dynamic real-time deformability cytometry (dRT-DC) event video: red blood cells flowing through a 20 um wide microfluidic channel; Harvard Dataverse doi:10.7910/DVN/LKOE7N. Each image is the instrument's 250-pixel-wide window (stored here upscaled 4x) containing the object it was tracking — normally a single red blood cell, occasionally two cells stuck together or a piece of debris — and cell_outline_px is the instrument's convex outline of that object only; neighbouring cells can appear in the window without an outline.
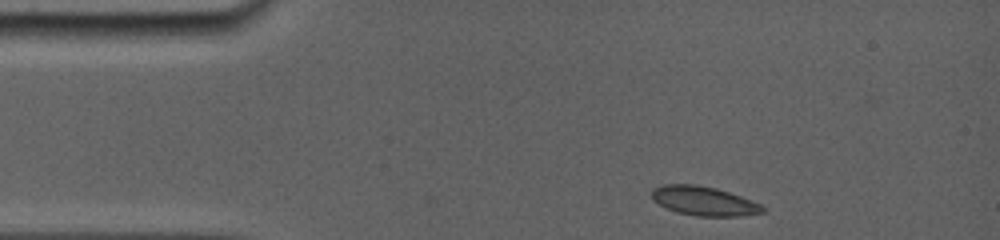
{"species": "common noctule bat (a hibernating species)", "species_latin": "Nyctalus noctula", "temperature_condition": "room temperature", "stored_images_in_passage": 43, "camera_frame_rate_fps": 5000, "um_per_image_px": 0.085, "animal": {"sex": "female", "body_mass_g": 19.0, "forearm_length_mm": 56.7}, "frame": {"image": 1, "passage_image": 1, "time_ms": 0.0, "image_size_px": [1000, 240], "cell_outline_px": [[768, 208], [764, 212], [740, 216], [696, 216], [676, 212], [652, 200], [652, 188], [664, 184], [696, 184], [716, 188], [752, 200]], "centroid_in_image_um": [59.84, 17.08], "position_along_channel_um": 25.2, "area_um2": 18.9}}
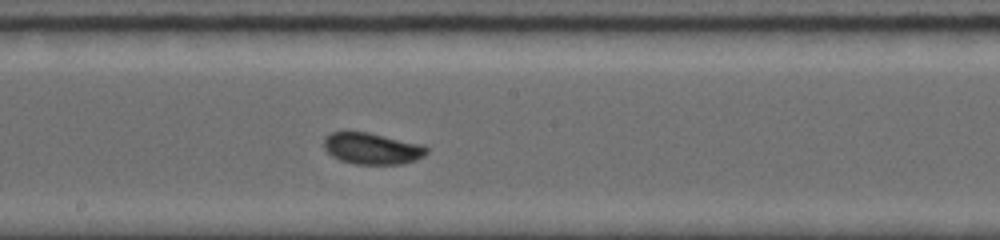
{"frame": {"image": 2, "passage_image": 19, "time_ms": 6.4, "image_size_px": [1000, 240], "cell_outline_px": [[428, 152], [424, 156], [416, 160], [404, 164], [352, 164], [340, 160], [332, 156], [324, 148], [324, 136], [332, 132], [368, 132], [424, 144], [428, 148]], "centroid_in_image_um": [31.65, 12.63], "position_along_channel_um": 216.5, "area_um2": 19.07}}
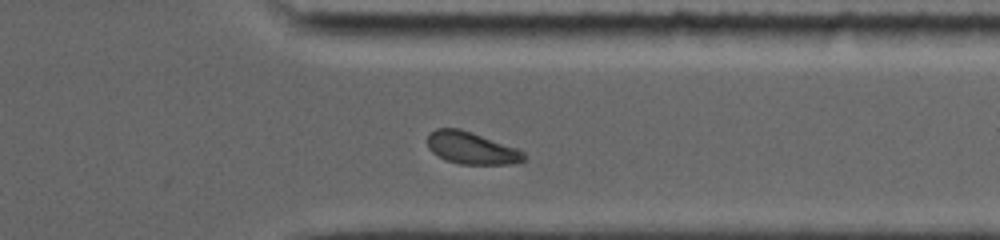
{"frame": {"image": 3, "passage_image": 37, "time_ms": 10.4, "image_size_px": [1000, 240], "cell_outline_px": [[528, 160], [512, 164], [460, 164], [444, 160], [432, 152], [428, 148], [428, 136], [436, 128], [460, 128], [520, 148], [528, 156]], "centroid_in_image_um": [40.15, 12.59], "position_along_channel_um": 371.2, "area_um2": 18.5}}